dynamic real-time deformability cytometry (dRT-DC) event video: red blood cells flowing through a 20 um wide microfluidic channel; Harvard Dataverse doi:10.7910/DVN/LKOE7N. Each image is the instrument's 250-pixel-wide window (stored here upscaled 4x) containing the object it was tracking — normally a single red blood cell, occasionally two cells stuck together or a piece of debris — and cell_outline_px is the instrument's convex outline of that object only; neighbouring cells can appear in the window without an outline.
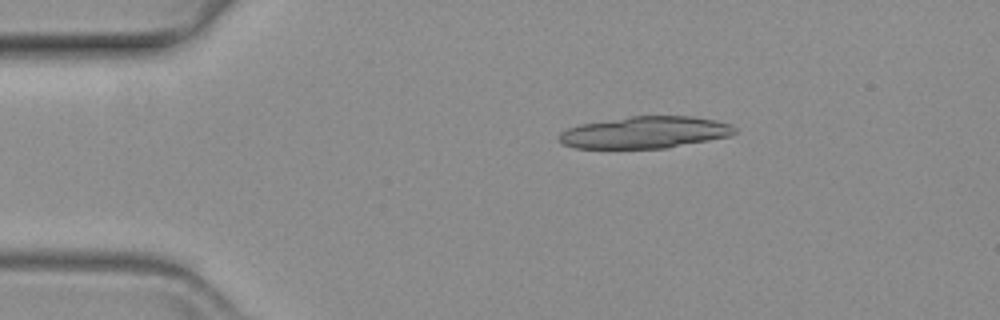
{"species": "common noctule bat (a hibernating species)", "species_latin": "Nyctalus noctula", "temperature_condition": "warm", "stored_images_in_passage": 20, "camera_frame_rate_fps": 3000, "um_per_image_px": 0.085, "animal": {"sex": "female", "body_mass_g": 19.3, "forearm_length_mm": 54.1}, "frame": {"image": 1, "passage_image": 1, "time_ms": 0.0, "image_size_px": [1000, 320], "cell_outline_px": [[736, 132], [732, 136], [664, 148], [576, 148], [564, 144], [556, 140], [556, 136], [560, 132], [568, 128], [580, 124], [632, 116], [692, 116], [716, 120], [732, 124], [736, 128]], "centroid_in_image_um": [54.83, 11.25], "position_along_channel_um": 30.2, "area_um2": 32.71}}